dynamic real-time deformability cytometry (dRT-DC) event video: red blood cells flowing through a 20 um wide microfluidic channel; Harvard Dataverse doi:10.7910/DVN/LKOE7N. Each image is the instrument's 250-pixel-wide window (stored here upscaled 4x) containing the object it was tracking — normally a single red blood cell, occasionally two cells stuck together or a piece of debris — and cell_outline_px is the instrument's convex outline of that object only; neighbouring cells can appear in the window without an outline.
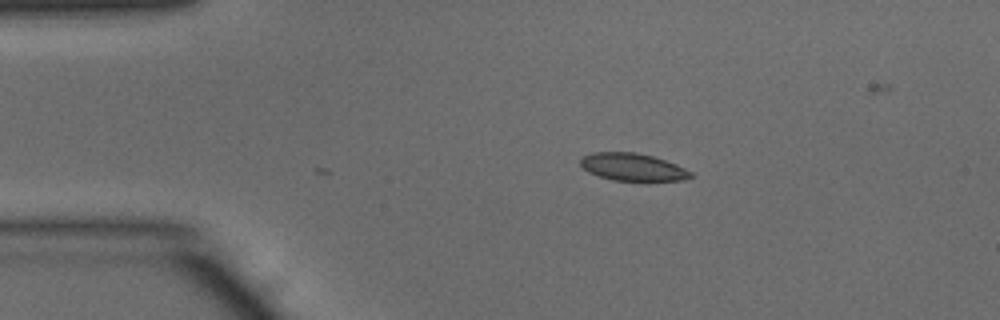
{"species": "common noctule bat (a hibernating species)", "species_latin": "Nyctalus noctula", "temperature_condition": "warm", "stored_images_in_passage": 2, "camera_frame_rate_fps": 3000, "um_per_image_px": 0.085, "animal": {"sex": "male", "body_mass_g": 15.6}, "frame": {"image": 1, "passage_image": 2, "time_ms": 0.333, "image_size_px": [1000, 320], "cell_outline_px": [[696, 176], [684, 180], [612, 180], [588, 172], [580, 164], [580, 160], [584, 156], [592, 152], [636, 152], [652, 156], [676, 164], [692, 172]], "centroid_in_image_um": [53.8, 14.19], "position_along_channel_um": 31.2, "area_um2": 17.51}}